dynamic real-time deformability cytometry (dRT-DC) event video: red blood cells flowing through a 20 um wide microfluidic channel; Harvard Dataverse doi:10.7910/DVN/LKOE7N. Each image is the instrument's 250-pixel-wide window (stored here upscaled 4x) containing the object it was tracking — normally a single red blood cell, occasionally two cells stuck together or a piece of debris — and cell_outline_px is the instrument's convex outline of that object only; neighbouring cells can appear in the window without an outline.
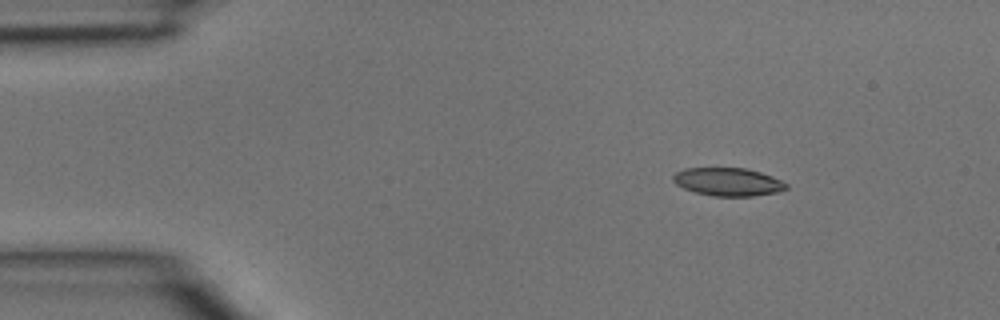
{"species": "common noctule bat (a hibernating species)", "species_latin": "Nyctalus noctula", "temperature_condition": "room temperature", "stored_images_in_passage": 4, "camera_frame_rate_fps": 3000, "um_per_image_px": 0.085, "animal": {"sex": "male", "body_mass_g": 15.6}, "frame": {"image": 1, "passage_image": 2, "time_ms": 0.333, "image_size_px": [1000, 320], "cell_outline_px": [[788, 188], [776, 192], [752, 196], [712, 196], [696, 192], [684, 188], [676, 184], [672, 180], [672, 176], [676, 172], [684, 168], [744, 168], [760, 172], [772, 176], [788, 184]], "centroid_in_image_um": [61.86, 15.45], "position_along_channel_um": 23.1, "area_um2": 18.44}}